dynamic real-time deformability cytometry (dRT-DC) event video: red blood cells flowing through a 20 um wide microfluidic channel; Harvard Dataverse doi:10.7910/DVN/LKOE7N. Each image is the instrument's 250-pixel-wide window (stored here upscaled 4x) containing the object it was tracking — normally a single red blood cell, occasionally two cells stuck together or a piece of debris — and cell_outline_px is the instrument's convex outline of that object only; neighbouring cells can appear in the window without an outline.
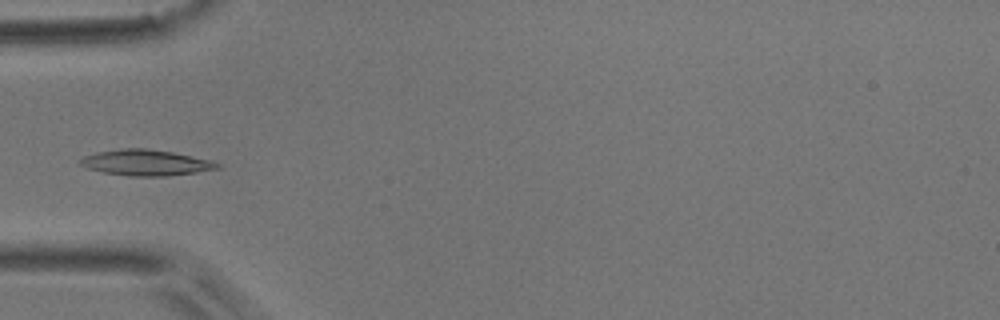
{"species": "common noctule bat (a hibernating species)", "species_latin": "Nyctalus noctula", "temperature_condition": "room temperature", "stored_images_in_passage": 3, "camera_frame_rate_fps": 3000, "um_per_image_px": 0.085, "animal": {"sex": "male", "body_mass_g": 17.9}, "frame": {"image": 1, "passage_image": 1, "time_ms": 0.0, "image_size_px": [1000, 320], "cell_outline_px": [[220, 168], [196, 172], [168, 176], [128, 176], [104, 172], [88, 168], [80, 164], [76, 160], [84, 156], [96, 152], [120, 148], [144, 148], [172, 152], [212, 160], [220, 164]], "centroid_in_image_um": [12.37, 13.82], "position_along_channel_um": 72.6, "area_um2": 20.69}}
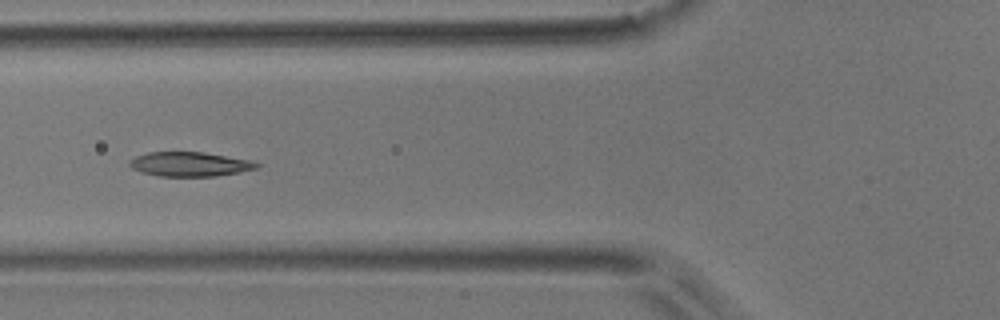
{"frame": {"image": 2, "passage_image": 2, "time_ms": 1.0, "image_size_px": [1000, 320], "cell_outline_px": [[260, 164], [256, 168], [240, 172], [216, 176], [160, 176], [140, 172], [132, 168], [128, 164], [128, 160], [136, 156], [148, 152], [204, 152], [252, 160]], "centroid_in_image_um": [16.11, 13.95], "position_along_channel_um": 109.7, "area_um2": 18.15}}
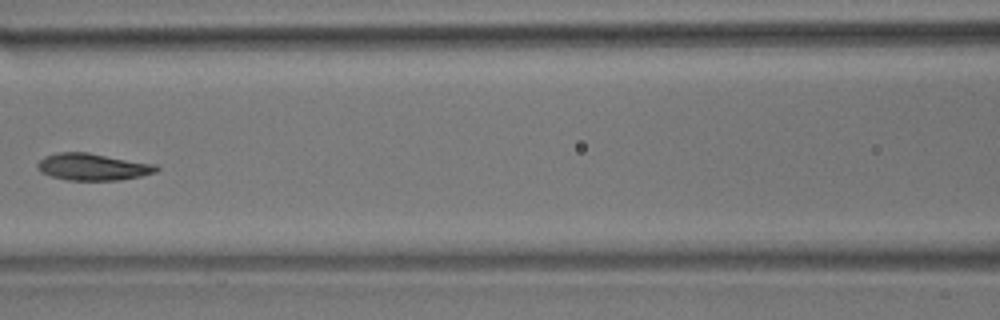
{"frame": {"image": 3, "passage_image": 3, "time_ms": 2.333, "image_size_px": [1000, 320], "cell_outline_px": [[160, 168], [156, 172], [140, 176], [120, 180], [68, 180], [52, 176], [40, 172], [36, 168], [36, 164], [44, 156], [56, 152], [88, 152], [156, 164]], "centroid_in_image_um": [7.87, 14.17], "position_along_channel_um": 158.7, "area_um2": 18.79}}